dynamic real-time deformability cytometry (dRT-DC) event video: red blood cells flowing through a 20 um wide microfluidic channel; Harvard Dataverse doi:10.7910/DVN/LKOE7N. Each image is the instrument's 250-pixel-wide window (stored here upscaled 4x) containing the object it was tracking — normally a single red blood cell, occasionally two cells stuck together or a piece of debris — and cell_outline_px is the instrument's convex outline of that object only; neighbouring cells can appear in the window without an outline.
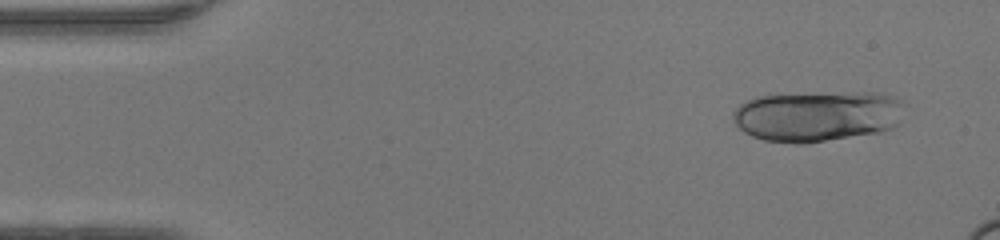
{"species": "human", "species_latin": "Homo sapiens", "temperature_condition": "warm", "stored_images_in_passage": 34, "camera_frame_rate_fps": 3000, "um_per_image_px": 0.085, "donor": {"sex": "female"}, "frame": {"image": 1, "passage_image": 3, "time_ms": 0.667, "image_size_px": [1000, 240], "cell_outline_px": [[900, 104], [896, 124], [892, 128], [880, 132], [804, 144], [800, 144], [764, 140], [752, 136], [744, 132], [732, 120], [732, 112], [744, 100], [756, 96], [852, 92], [884, 92], [896, 96], [900, 100]], "centroid_in_image_um": [69.41, 9.86], "position_along_channel_um": 15.6, "area_um2": 50.58}}
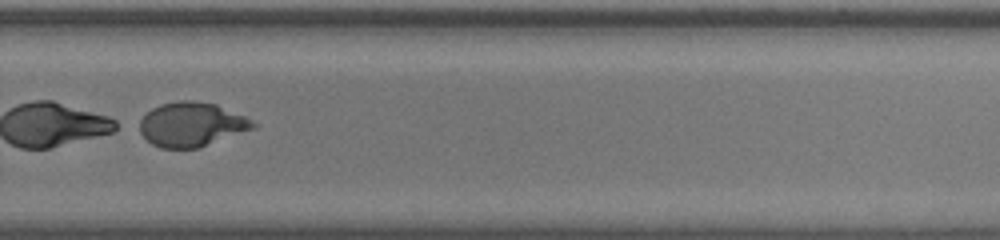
{"frame": {"image": 2, "passage_image": 32, "time_ms": 10.333, "image_size_px": [1000, 240], "cell_outline_px": [[260, 124], [256, 128], [196, 148], [160, 148], [152, 144], [140, 132], [140, 120], [152, 108], [160, 104], [176, 100], [192, 100], [216, 104], [244, 116]], "centroid_in_image_um": [16.3, 10.56], "position_along_channel_um": 313.5, "area_um2": 29.19}}